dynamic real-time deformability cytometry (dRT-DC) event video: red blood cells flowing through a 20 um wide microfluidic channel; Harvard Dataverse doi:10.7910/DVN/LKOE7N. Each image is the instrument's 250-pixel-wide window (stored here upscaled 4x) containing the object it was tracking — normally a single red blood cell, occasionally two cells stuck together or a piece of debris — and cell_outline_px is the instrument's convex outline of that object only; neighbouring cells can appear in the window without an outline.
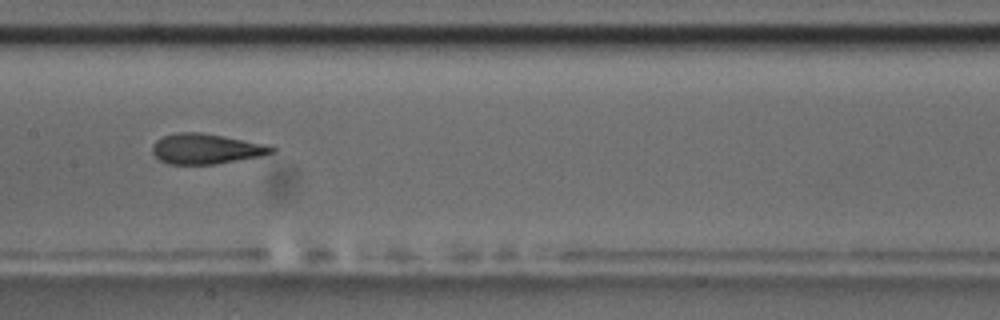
{"species": "common noctule bat (a hibernating species)", "species_latin": "Nyctalus noctula", "temperature_condition": "room temperature", "stored_images_in_passage": 9, "camera_frame_rate_fps": 3000, "um_per_image_px": 0.085, "animal": {"sex": "male", "body_mass_g": 17.5, "forearm_length_mm": 52.3}, "frame": {"image": 1, "passage_image": 8, "time_ms": 9.0, "image_size_px": [1000, 320], "cell_outline_px": [[276, 152], [264, 156], [216, 164], [168, 164], [160, 160], [152, 152], [152, 144], [156, 140], [164, 136], [176, 132], [200, 132], [260, 144], [276, 148]], "centroid_in_image_um": [17.48, 12.66], "position_along_channel_um": 189.9, "area_um2": 20.81}}